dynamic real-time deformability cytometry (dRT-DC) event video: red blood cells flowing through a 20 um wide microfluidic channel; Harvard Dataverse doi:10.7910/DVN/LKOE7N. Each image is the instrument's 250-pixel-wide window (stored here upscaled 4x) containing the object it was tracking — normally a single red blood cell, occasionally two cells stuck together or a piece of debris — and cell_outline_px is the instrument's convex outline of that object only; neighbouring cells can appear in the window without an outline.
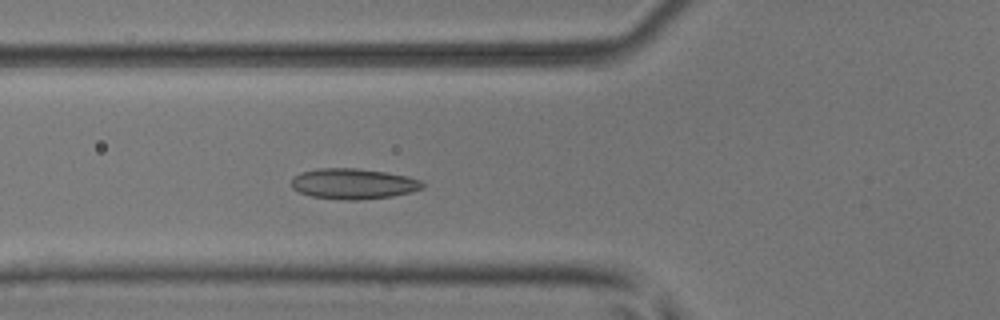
{"species": "common noctule bat (a hibernating species)", "species_latin": "Nyctalus noctula", "temperature_condition": "room temperature", "stored_images_in_passage": 40, "camera_frame_rate_fps": 3000, "um_per_image_px": 0.085, "animal": {"sex": "male", "body_mass_g": 17.9, "forearm_length_mm": 54.2}, "frame": {"image": 1, "passage_image": 8, "time_ms": 2.333, "image_size_px": [1000, 320], "cell_outline_px": [[424, 188], [412, 192], [392, 196], [356, 200], [344, 200], [312, 196], [300, 192], [292, 188], [292, 180], [300, 172], [316, 168], [356, 168], [388, 172], [408, 176], [424, 180]], "centroid_in_image_um": [30.09, 15.61], "position_along_channel_um": 95.7, "area_um2": 23.52}}
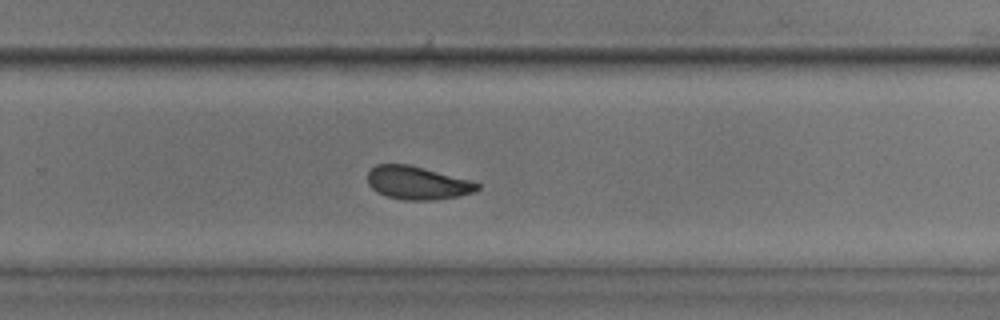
{"frame": {"image": 2, "passage_image": 23, "time_ms": 7.333, "image_size_px": [1000, 320], "cell_outline_px": [[480, 188], [472, 192], [460, 196], [436, 200], [404, 200], [388, 196], [376, 192], [368, 184], [368, 172], [376, 164], [408, 164], [424, 168], [468, 180], [480, 184]], "centroid_in_image_um": [35.45, 15.55], "position_along_channel_um": 294.3, "area_um2": 21.04}}
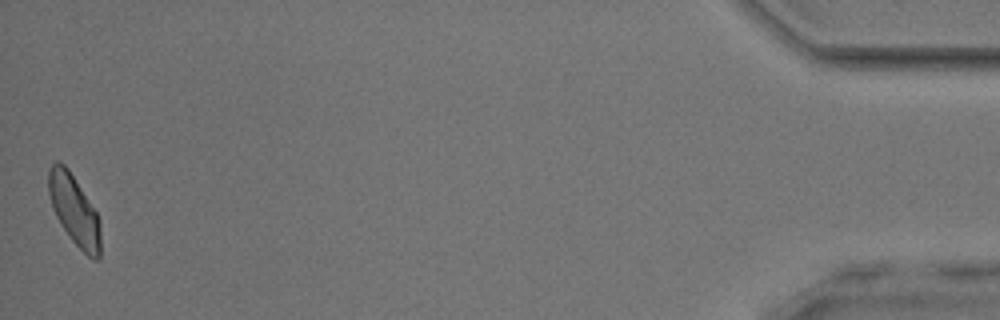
{"frame": {"image": 3, "passage_image": 40, "time_ms": 13.0, "image_size_px": [1000, 320], "cell_outline_px": [[100, 256], [96, 260], [92, 260], [72, 240], [60, 224], [52, 208], [48, 192], [48, 168], [56, 160], [64, 164], [68, 168], [96, 212], [100, 220]], "centroid_in_image_um": [6.29, 17.85], "position_along_channel_um": 428.9, "area_um2": 21.15}, "authors_computed_cell_mechanics": {"area_um2": 21.5305, "velocity_mm_per_s": 3.9876, "shape_relaxation_time_tau1_ms": 6.4041, "shape_relaxation_time_tau2_ms": 2.0533, "deformation_change_tau1": 0.1334, "deformation_change_tau2": 0.0644}}